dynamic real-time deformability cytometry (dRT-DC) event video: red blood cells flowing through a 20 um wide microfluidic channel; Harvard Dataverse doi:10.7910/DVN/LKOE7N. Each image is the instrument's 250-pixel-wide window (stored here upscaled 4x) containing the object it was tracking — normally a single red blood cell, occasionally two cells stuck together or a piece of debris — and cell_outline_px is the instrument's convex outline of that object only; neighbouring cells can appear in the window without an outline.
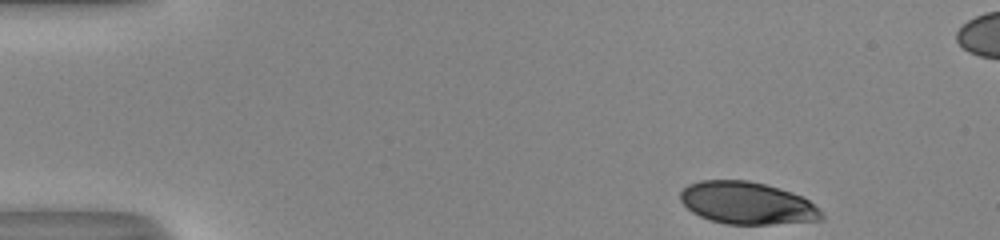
{"species": "human", "species_latin": "Homo sapiens", "temperature_condition": "room temperature", "stored_images_in_passage": 47, "camera_frame_rate_fps": 3000, "um_per_image_px": 0.085, "donor": {"sex": "male"}, "frame": {"image": 1, "passage_image": 1, "time_ms": 0.0, "image_size_px": [1000, 240], "cell_outline_px": [[824, 220], [772, 224], [724, 224], [700, 216], [692, 212], [680, 200], [680, 192], [688, 184], [700, 180], [748, 180], [780, 188], [804, 196], [824, 216]], "centroid_in_image_um": [63.5, 17.26], "position_along_channel_um": 21.5, "area_um2": 34.8}}
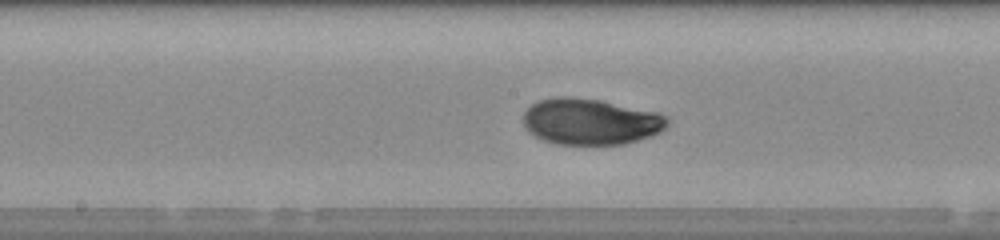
{"frame": {"image": 2, "passage_image": 22, "time_ms": 7.0, "image_size_px": [1000, 240], "cell_outline_px": [[672, 120], [660, 132], [652, 136], [624, 144], [556, 144], [544, 140], [528, 132], [524, 128], [524, 112], [532, 104], [540, 100], [556, 96], [572, 96], [600, 100], [660, 112], [668, 116]], "centroid_in_image_um": [50.24, 10.32], "position_along_channel_um": 198.0, "area_um2": 39.19}}
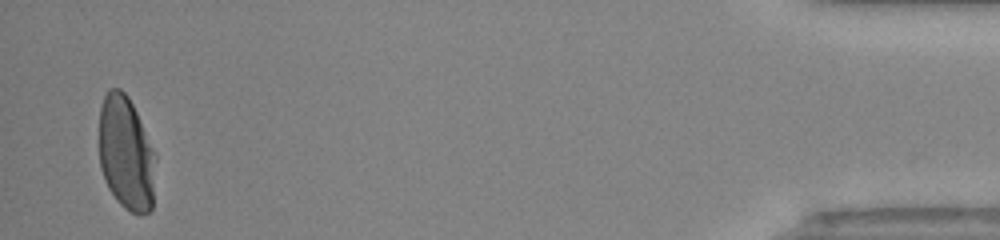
{"frame": {"image": 3, "passage_image": 45, "time_ms": 14.667, "image_size_px": [1000, 240], "cell_outline_px": [[156, 160], [152, 208], [148, 212], [140, 216], [124, 208], [116, 200], [108, 188], [104, 180], [100, 168], [100, 108], [104, 96], [108, 88], [120, 88], [128, 96], [156, 152]], "centroid_in_image_um": [10.73, 13.06], "position_along_channel_um": 424.5, "area_um2": 37.97}, "authors_computed_cell_mechanics": {"area_um2": 37.8012, "velocity_mm_per_s": 4.0453, "shape_relaxation_time_tau1_ms": 3.5885, "shape_relaxation_time_tau2_ms": null, "deformation_change_tau1": 0.1616, "deformation_change_tau2": null}}